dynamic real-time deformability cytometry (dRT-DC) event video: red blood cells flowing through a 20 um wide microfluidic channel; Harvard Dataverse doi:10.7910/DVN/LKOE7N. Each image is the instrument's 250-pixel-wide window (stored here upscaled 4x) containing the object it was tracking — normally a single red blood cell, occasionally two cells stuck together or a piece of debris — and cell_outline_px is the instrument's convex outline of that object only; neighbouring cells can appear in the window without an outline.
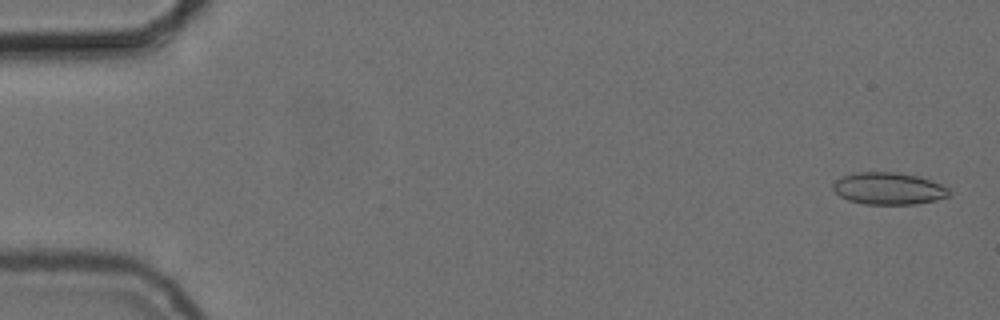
{"species": "common noctule bat (a hibernating species)", "species_latin": "Nyctalus noctula", "temperature_condition": "cold", "stored_images_in_passage": 20, "camera_frame_rate_fps": 3000, "um_per_image_px": 0.085, "animal": {"sex": "female", "body_mass_g": 24.6, "forearm_length_mm": 56.2}, "frame": {"image": 1, "passage_image": 2, "time_ms": 0.333, "image_size_px": [1000, 320], "cell_outline_px": [[952, 192], [948, 196], [936, 200], [916, 204], [864, 204], [848, 200], [840, 196], [832, 188], [832, 184], [836, 180], [852, 172], [896, 172], [916, 176], [940, 184], [948, 188]], "centroid_in_image_um": [75.51, 16.03], "position_along_channel_um": 9.5, "area_um2": 21.62}}
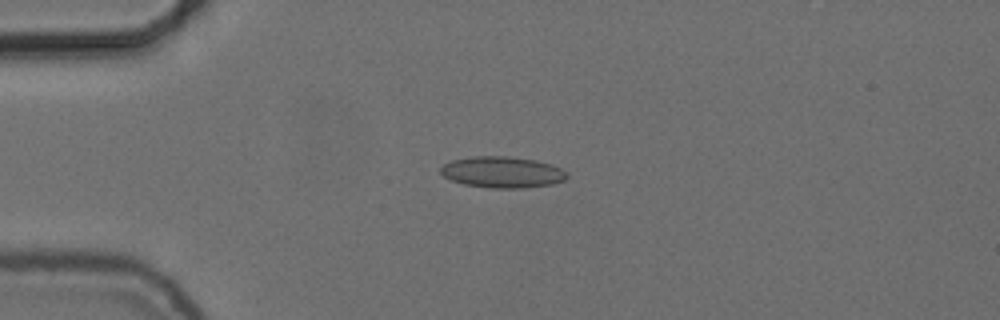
{"frame": {"image": 2, "passage_image": 14, "time_ms": 4.333, "image_size_px": [1000, 320], "cell_outline_px": [[568, 176], [564, 180], [552, 184], [524, 188], [492, 188], [464, 184], [452, 180], [444, 176], [440, 172], [440, 168], [444, 164], [452, 160], [472, 156], [508, 156], [536, 160], [552, 164], [568, 172]], "centroid_in_image_um": [42.72, 14.63], "position_along_channel_um": 42.3, "area_um2": 23.06}}
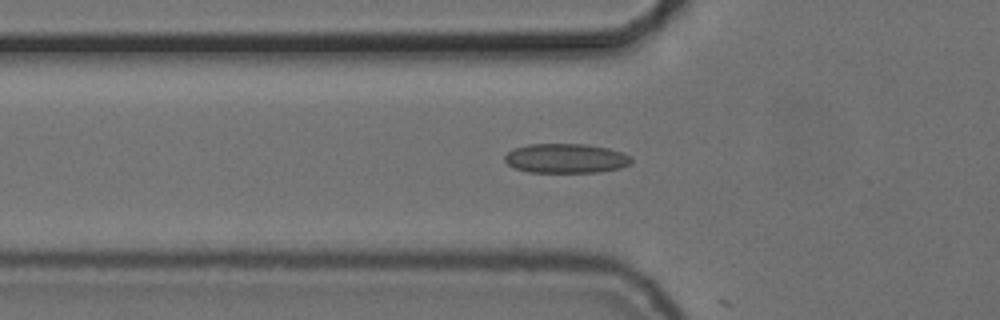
{"frame": {"image": 3, "passage_image": 19, "time_ms": 6.0, "image_size_px": [1000, 320], "cell_outline_px": [[632, 164], [620, 168], [600, 172], [528, 172], [516, 168], [508, 164], [504, 160], [504, 156], [512, 148], [528, 144], [588, 144], [608, 148], [624, 152], [632, 156]], "centroid_in_image_um": [48.14, 13.45], "position_along_channel_um": 77.7, "area_um2": 22.02}}